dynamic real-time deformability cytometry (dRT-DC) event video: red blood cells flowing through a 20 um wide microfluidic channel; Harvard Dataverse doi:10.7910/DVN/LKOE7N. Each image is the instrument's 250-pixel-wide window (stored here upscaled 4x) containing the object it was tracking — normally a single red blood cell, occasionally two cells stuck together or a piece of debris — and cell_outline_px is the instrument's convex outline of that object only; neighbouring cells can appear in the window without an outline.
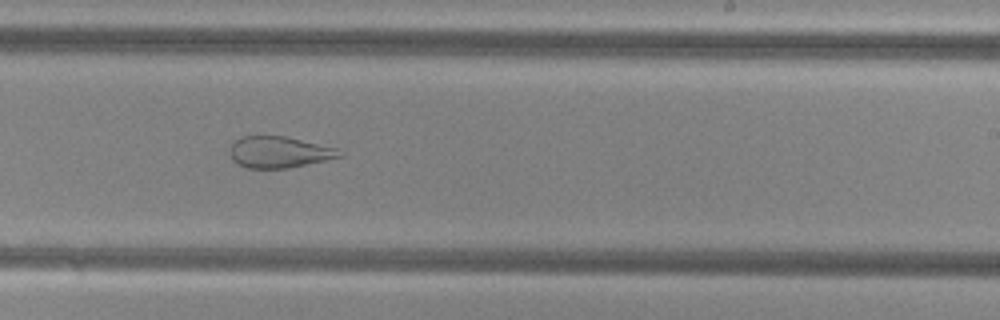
{"species": "common noctule bat (a hibernating species)", "species_latin": "Nyctalus noctula", "temperature_condition": "cold", "stored_images_in_passage": 50, "camera_frame_rate_fps": 3000, "um_per_image_px": 0.085, "animal": {"sex": "female", "body_mass_g": 29.2, "forearm_length_mm": 56.3}, "frame": {"image": 1, "passage_image": 30, "time_ms": 9.667, "image_size_px": [1000, 320], "cell_outline_px": [[344, 156], [328, 160], [288, 168], [248, 168], [236, 164], [232, 160], [228, 152], [232, 140], [240, 136], [284, 136], [336, 148]], "centroid_in_image_um": [23.65, 12.93], "position_along_channel_um": 265.3, "area_um2": 20.23}}
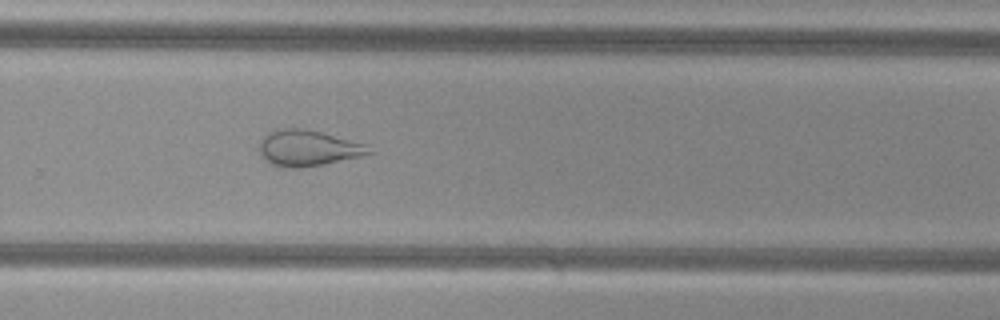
{"frame": {"image": 2, "passage_image": 33, "time_ms": 10.667, "image_size_px": [1000, 320], "cell_outline_px": [[372, 152], [360, 156], [324, 164], [300, 168], [288, 168], [272, 164], [264, 160], [260, 156], [260, 140], [268, 132], [280, 128], [300, 128], [320, 132], [368, 144]], "centroid_in_image_um": [26.15, 12.59], "position_along_channel_um": 303.7, "area_um2": 22.89}}
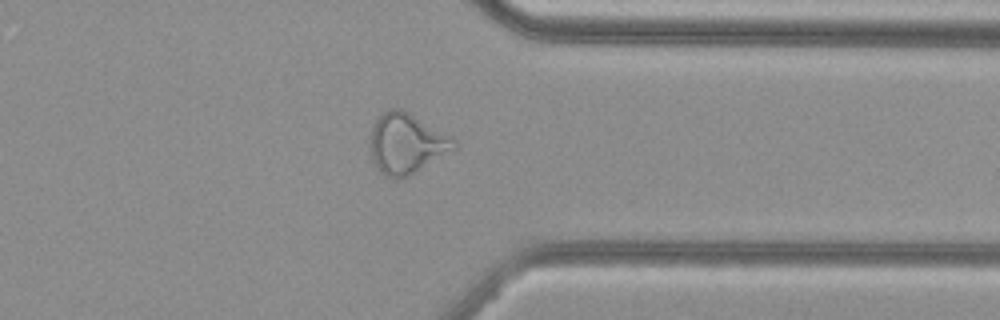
{"frame": {"image": 3, "passage_image": 39, "time_ms": 12.667, "image_size_px": [1000, 320], "cell_outline_px": [[456, 148], [408, 176], [392, 180], [384, 176], [376, 168], [372, 160], [368, 144], [372, 128], [376, 120], [384, 112], [392, 108], [400, 108], [408, 112], [452, 136], [456, 144]], "centroid_in_image_um": [34.5, 12.22], "position_along_channel_um": 376.9, "area_um2": 29.48}}